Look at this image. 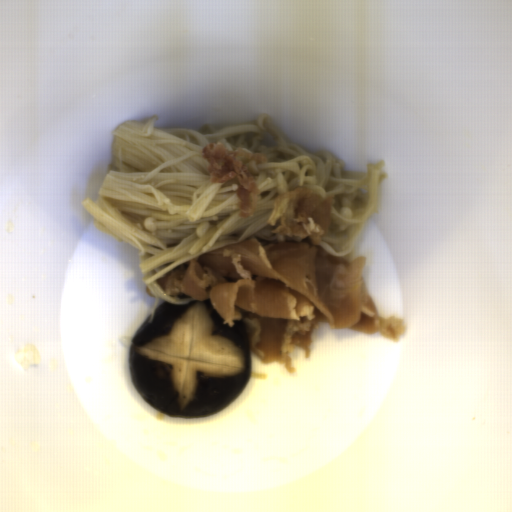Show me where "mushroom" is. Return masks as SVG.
I'll return each instance as SVG.
<instances>
[{"instance_id": "mushroom-1", "label": "mushroom", "mask_w": 512, "mask_h": 512, "mask_svg": "<svg viewBox=\"0 0 512 512\" xmlns=\"http://www.w3.org/2000/svg\"><path fill=\"white\" fill-rule=\"evenodd\" d=\"M131 383L168 417L220 414L246 387L253 368L245 325H228L210 300L165 301L129 346Z\"/></svg>"}]
</instances>
